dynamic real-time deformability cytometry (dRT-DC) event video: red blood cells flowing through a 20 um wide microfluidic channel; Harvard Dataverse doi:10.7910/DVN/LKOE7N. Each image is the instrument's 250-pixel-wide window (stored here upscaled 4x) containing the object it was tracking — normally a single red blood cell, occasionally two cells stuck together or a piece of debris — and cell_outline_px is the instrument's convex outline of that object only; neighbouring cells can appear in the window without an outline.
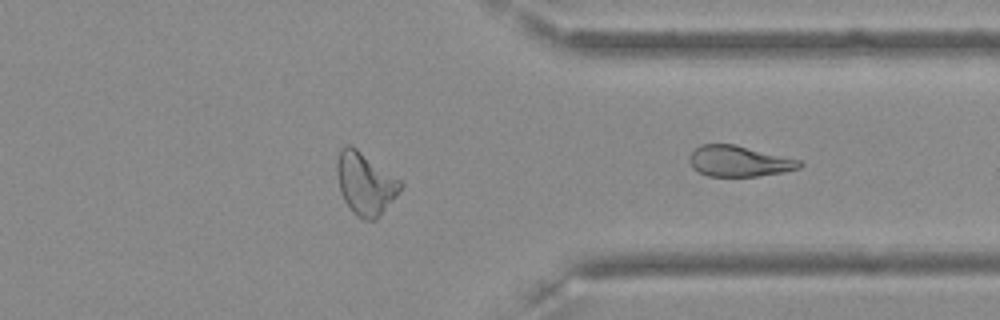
{"species": "Egyptian fruit bat (a non-hibernating species)", "species_latin": "Rousettus aegyptiacus", "temperature_condition": "cold", "stored_images_in_passage": 28, "segment_of_instrument_passage": [2, 2], "camera_frame_rate_fps": 3000, "um_per_image_px": 0.085, "frame": {"image": 1, "passage_image": 28, "time_ms": 9.0, "image_size_px": [1000, 320], "cell_outline_px": [[804, 164], [800, 168], [784, 172], [756, 176], [708, 176], [692, 168], [688, 160], [688, 156], [700, 144], [732, 144], [800, 160]], "centroid_in_image_um": [62.79, 13.7], "position_along_channel_um": 348.6, "area_um2": 19.65}}